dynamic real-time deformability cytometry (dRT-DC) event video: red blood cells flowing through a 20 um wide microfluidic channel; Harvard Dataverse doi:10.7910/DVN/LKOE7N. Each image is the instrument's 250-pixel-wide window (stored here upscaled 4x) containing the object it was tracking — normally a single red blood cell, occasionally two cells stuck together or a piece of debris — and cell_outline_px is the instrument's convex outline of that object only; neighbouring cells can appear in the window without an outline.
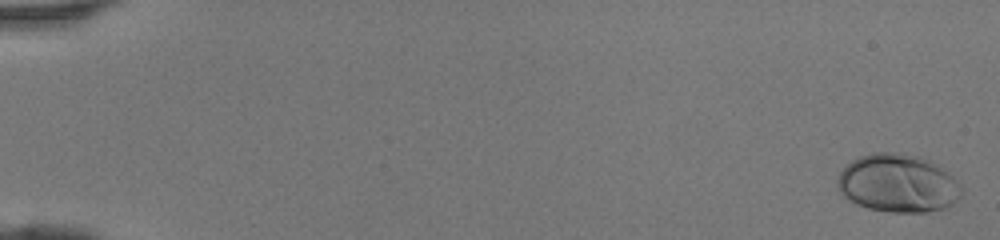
{"species": "human", "species_latin": "Homo sapiens", "temperature_condition": "room temperature", "stored_images_in_passage": 46, "camera_frame_rate_fps": 3000, "um_per_image_px": 0.085, "donor": {"sex": "female"}, "frame": {"image": 1, "passage_image": 1, "time_ms": 0.0, "image_size_px": [1000, 240], "cell_outline_px": [[964, 188], [960, 196], [956, 200], [944, 208], [924, 212], [892, 212], [868, 208], [856, 204], [844, 196], [840, 192], [836, 184], [836, 180], [840, 172], [852, 160], [860, 156], [872, 152], [900, 152], [920, 156], [936, 164], [948, 172]], "centroid_in_image_um": [76.31, 15.57], "position_along_channel_um": 8.7, "area_um2": 42.14}}
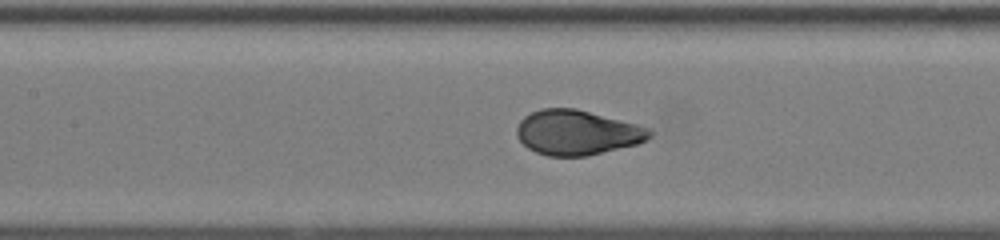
{"frame": {"image": 2, "passage_image": 23, "time_ms": 7.333, "image_size_px": [1000, 240], "cell_outline_px": [[652, 136], [648, 140], [636, 144], [588, 156], [548, 156], [536, 152], [528, 148], [516, 136], [516, 128], [520, 120], [524, 116], [540, 108], [576, 108], [636, 124], [648, 128], [652, 132]], "centroid_in_image_um": [49.03, 11.26], "position_along_channel_um": 158.4, "area_um2": 34.74}}
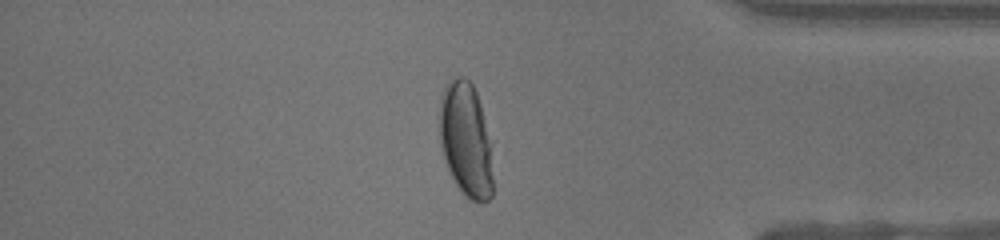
{"frame": {"image": 3, "passage_image": 40, "time_ms": 13.0, "image_size_px": [1000, 240], "cell_outline_px": [[492, 196], [488, 200], [472, 200], [464, 196], [448, 172], [444, 160], [440, 144], [440, 100], [444, 88], [452, 76], [464, 76], [472, 84], [476, 92], [480, 104], [488, 144], [492, 176]], "centroid_in_image_um": [39.54, 11.87], "position_along_channel_um": 395.7, "area_um2": 34.91}}